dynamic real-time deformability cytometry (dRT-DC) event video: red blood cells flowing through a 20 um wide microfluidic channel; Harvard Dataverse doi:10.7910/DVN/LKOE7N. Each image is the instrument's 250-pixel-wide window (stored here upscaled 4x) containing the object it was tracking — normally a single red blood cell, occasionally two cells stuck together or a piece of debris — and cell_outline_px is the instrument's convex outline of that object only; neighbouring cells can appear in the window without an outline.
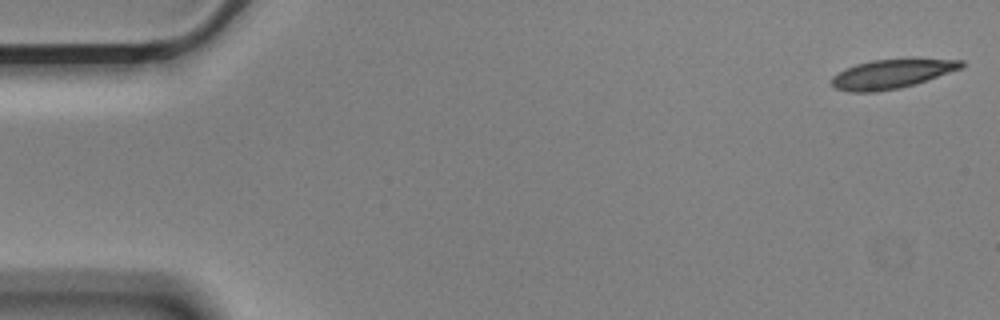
{"species": "Egyptian fruit bat (a non-hibernating species)", "species_latin": "Rousettus aegyptiacus", "temperature_condition": "cold", "stored_images_in_passage": 55, "camera_frame_rate_fps": 3000, "um_per_image_px": 0.085, "animal": {"sex": "male"}, "frame": {"image": 1, "passage_image": 1, "time_ms": 0.0, "image_size_px": [1000, 320], "cell_outline_px": [[964, 64], [960, 68], [916, 84], [900, 88], [876, 92], [848, 92], [836, 88], [832, 84], [832, 76], [844, 68], [856, 64], [872, 60], [908, 56], [912, 56], [964, 60]], "centroid_in_image_um": [75.83, 6.23], "position_along_channel_um": 9.2, "area_um2": 22.89}}
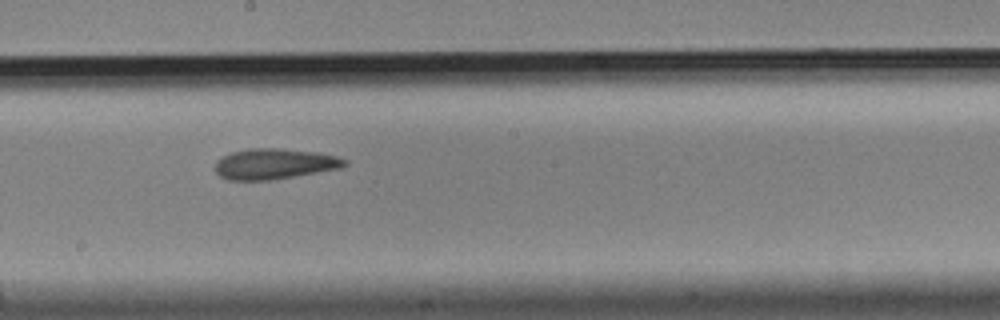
{"frame": {"image": 2, "passage_image": 30, "time_ms": 9.667, "image_size_px": [1000, 320], "cell_outline_px": [[348, 164], [340, 168], [272, 180], [228, 180], [220, 176], [216, 172], [216, 160], [232, 152], [248, 148], [280, 148], [320, 152], [336, 156], [348, 160]], "centroid_in_image_um": [23.34, 13.92], "position_along_channel_um": 224.9, "area_um2": 23.18}}
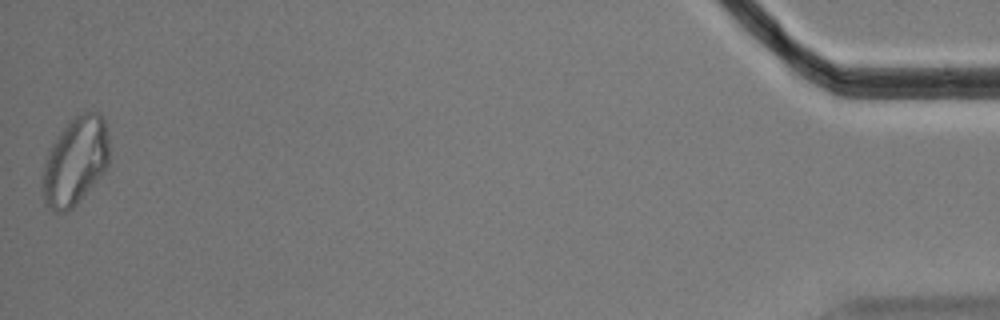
{"frame": {"image": 3, "passage_image": 55, "time_ms": 18.0, "image_size_px": [1000, 320], "cell_outline_px": [[108, 164], [104, 172], [76, 204], [68, 212], [52, 212], [44, 204], [40, 188], [44, 164], [48, 148], [56, 136], [68, 120], [84, 112], [100, 112], [104, 120], [108, 136]], "centroid_in_image_um": [6.34, 13.72], "position_along_channel_um": 428.9, "area_um2": 34.8}, "authors_computed_cell_mechanics": {"area_um2": 23.1778, "velocity_mm_per_s": 3.5713, "shape_relaxation_time_tau1_ms": null, "shape_relaxation_time_tau2_ms": 3.241, "deformation_change_tau1": null, "deformation_change_tau2": 0.0917}}